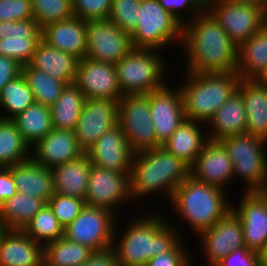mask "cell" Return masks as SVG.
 Masks as SVG:
<instances>
[{
	"label": "cell",
	"instance_id": "cell-1",
	"mask_svg": "<svg viewBox=\"0 0 267 266\" xmlns=\"http://www.w3.org/2000/svg\"><path fill=\"white\" fill-rule=\"evenodd\" d=\"M185 70L193 73L236 72L238 46L205 9L183 25Z\"/></svg>",
	"mask_w": 267,
	"mask_h": 266
},
{
	"label": "cell",
	"instance_id": "cell-2",
	"mask_svg": "<svg viewBox=\"0 0 267 266\" xmlns=\"http://www.w3.org/2000/svg\"><path fill=\"white\" fill-rule=\"evenodd\" d=\"M141 215L131 217L122 237L116 236V223L112 249L119 266H146L152 257L170 251L182 239V234L164 217L157 213Z\"/></svg>",
	"mask_w": 267,
	"mask_h": 266
},
{
	"label": "cell",
	"instance_id": "cell-3",
	"mask_svg": "<svg viewBox=\"0 0 267 266\" xmlns=\"http://www.w3.org/2000/svg\"><path fill=\"white\" fill-rule=\"evenodd\" d=\"M189 175L190 167L163 147L136 153L129 174L131 197L135 201L161 191L170 201Z\"/></svg>",
	"mask_w": 267,
	"mask_h": 266
},
{
	"label": "cell",
	"instance_id": "cell-4",
	"mask_svg": "<svg viewBox=\"0 0 267 266\" xmlns=\"http://www.w3.org/2000/svg\"><path fill=\"white\" fill-rule=\"evenodd\" d=\"M227 191L201 182L189 175L173 192L172 208L185 219L193 232L200 233L215 225L229 210ZM228 201V202H227Z\"/></svg>",
	"mask_w": 267,
	"mask_h": 266
},
{
	"label": "cell",
	"instance_id": "cell-5",
	"mask_svg": "<svg viewBox=\"0 0 267 266\" xmlns=\"http://www.w3.org/2000/svg\"><path fill=\"white\" fill-rule=\"evenodd\" d=\"M186 80L180 85L186 119L207 125L219 108L238 89L237 72L193 73L186 71Z\"/></svg>",
	"mask_w": 267,
	"mask_h": 266
},
{
	"label": "cell",
	"instance_id": "cell-6",
	"mask_svg": "<svg viewBox=\"0 0 267 266\" xmlns=\"http://www.w3.org/2000/svg\"><path fill=\"white\" fill-rule=\"evenodd\" d=\"M159 51L162 50L132 48L115 64L123 95H146L167 84L164 79L167 61Z\"/></svg>",
	"mask_w": 267,
	"mask_h": 266
},
{
	"label": "cell",
	"instance_id": "cell-7",
	"mask_svg": "<svg viewBox=\"0 0 267 266\" xmlns=\"http://www.w3.org/2000/svg\"><path fill=\"white\" fill-rule=\"evenodd\" d=\"M220 142L232 160L233 180L240 177L246 184L245 192H264L267 187L264 151L267 141L250 133H241L223 138Z\"/></svg>",
	"mask_w": 267,
	"mask_h": 266
},
{
	"label": "cell",
	"instance_id": "cell-8",
	"mask_svg": "<svg viewBox=\"0 0 267 266\" xmlns=\"http://www.w3.org/2000/svg\"><path fill=\"white\" fill-rule=\"evenodd\" d=\"M138 25L130 34L133 48L166 49L172 41H182L183 24L158 0H141Z\"/></svg>",
	"mask_w": 267,
	"mask_h": 266
},
{
	"label": "cell",
	"instance_id": "cell-9",
	"mask_svg": "<svg viewBox=\"0 0 267 266\" xmlns=\"http://www.w3.org/2000/svg\"><path fill=\"white\" fill-rule=\"evenodd\" d=\"M118 125L134 154L161 147L152 123L148 95H123L118 105Z\"/></svg>",
	"mask_w": 267,
	"mask_h": 266
},
{
	"label": "cell",
	"instance_id": "cell-10",
	"mask_svg": "<svg viewBox=\"0 0 267 266\" xmlns=\"http://www.w3.org/2000/svg\"><path fill=\"white\" fill-rule=\"evenodd\" d=\"M115 213L101 207L86 206L64 229V237L86 245L94 251L112 248L117 218Z\"/></svg>",
	"mask_w": 267,
	"mask_h": 266
},
{
	"label": "cell",
	"instance_id": "cell-11",
	"mask_svg": "<svg viewBox=\"0 0 267 266\" xmlns=\"http://www.w3.org/2000/svg\"><path fill=\"white\" fill-rule=\"evenodd\" d=\"M206 10L238 47L267 24L263 9L258 5L207 0Z\"/></svg>",
	"mask_w": 267,
	"mask_h": 266
},
{
	"label": "cell",
	"instance_id": "cell-12",
	"mask_svg": "<svg viewBox=\"0 0 267 266\" xmlns=\"http://www.w3.org/2000/svg\"><path fill=\"white\" fill-rule=\"evenodd\" d=\"M130 172H116L91 165L85 205L109 209L117 214L118 206L132 199ZM117 208V209H116Z\"/></svg>",
	"mask_w": 267,
	"mask_h": 266
},
{
	"label": "cell",
	"instance_id": "cell-13",
	"mask_svg": "<svg viewBox=\"0 0 267 266\" xmlns=\"http://www.w3.org/2000/svg\"><path fill=\"white\" fill-rule=\"evenodd\" d=\"M86 57L116 64L133 47L130 34L122 31L109 19L86 21Z\"/></svg>",
	"mask_w": 267,
	"mask_h": 266
},
{
	"label": "cell",
	"instance_id": "cell-14",
	"mask_svg": "<svg viewBox=\"0 0 267 266\" xmlns=\"http://www.w3.org/2000/svg\"><path fill=\"white\" fill-rule=\"evenodd\" d=\"M208 266H216L233 251L246 248L242 222L229 210L215 225L198 234Z\"/></svg>",
	"mask_w": 267,
	"mask_h": 266
},
{
	"label": "cell",
	"instance_id": "cell-15",
	"mask_svg": "<svg viewBox=\"0 0 267 266\" xmlns=\"http://www.w3.org/2000/svg\"><path fill=\"white\" fill-rule=\"evenodd\" d=\"M119 100L88 98L74 129L78 144L86 152L105 132L118 125Z\"/></svg>",
	"mask_w": 267,
	"mask_h": 266
},
{
	"label": "cell",
	"instance_id": "cell-16",
	"mask_svg": "<svg viewBox=\"0 0 267 266\" xmlns=\"http://www.w3.org/2000/svg\"><path fill=\"white\" fill-rule=\"evenodd\" d=\"M237 207L231 209L242 222L246 249L260 254L267 245V195L264 192H244Z\"/></svg>",
	"mask_w": 267,
	"mask_h": 266
},
{
	"label": "cell",
	"instance_id": "cell-17",
	"mask_svg": "<svg viewBox=\"0 0 267 266\" xmlns=\"http://www.w3.org/2000/svg\"><path fill=\"white\" fill-rule=\"evenodd\" d=\"M156 139L164 144L186 119L180 88L168 84L147 94Z\"/></svg>",
	"mask_w": 267,
	"mask_h": 266
},
{
	"label": "cell",
	"instance_id": "cell-18",
	"mask_svg": "<svg viewBox=\"0 0 267 266\" xmlns=\"http://www.w3.org/2000/svg\"><path fill=\"white\" fill-rule=\"evenodd\" d=\"M74 83L86 99L120 100L123 96L119 88L115 64L85 57L79 60Z\"/></svg>",
	"mask_w": 267,
	"mask_h": 266
},
{
	"label": "cell",
	"instance_id": "cell-19",
	"mask_svg": "<svg viewBox=\"0 0 267 266\" xmlns=\"http://www.w3.org/2000/svg\"><path fill=\"white\" fill-rule=\"evenodd\" d=\"M42 28L35 18L0 22V56L28 64L41 41Z\"/></svg>",
	"mask_w": 267,
	"mask_h": 266
},
{
	"label": "cell",
	"instance_id": "cell-20",
	"mask_svg": "<svg viewBox=\"0 0 267 266\" xmlns=\"http://www.w3.org/2000/svg\"><path fill=\"white\" fill-rule=\"evenodd\" d=\"M85 154L93 165L116 172H130L134 156L119 125L105 132Z\"/></svg>",
	"mask_w": 267,
	"mask_h": 266
},
{
	"label": "cell",
	"instance_id": "cell-21",
	"mask_svg": "<svg viewBox=\"0 0 267 266\" xmlns=\"http://www.w3.org/2000/svg\"><path fill=\"white\" fill-rule=\"evenodd\" d=\"M190 175L198 181L228 189L233 179L232 160L220 141L208 140L190 167Z\"/></svg>",
	"mask_w": 267,
	"mask_h": 266
},
{
	"label": "cell",
	"instance_id": "cell-22",
	"mask_svg": "<svg viewBox=\"0 0 267 266\" xmlns=\"http://www.w3.org/2000/svg\"><path fill=\"white\" fill-rule=\"evenodd\" d=\"M31 158L47 168L74 161L85 154L73 130L53 128L31 147Z\"/></svg>",
	"mask_w": 267,
	"mask_h": 266
},
{
	"label": "cell",
	"instance_id": "cell-23",
	"mask_svg": "<svg viewBox=\"0 0 267 266\" xmlns=\"http://www.w3.org/2000/svg\"><path fill=\"white\" fill-rule=\"evenodd\" d=\"M41 40L82 60L87 52L86 21L72 16L50 23L42 28Z\"/></svg>",
	"mask_w": 267,
	"mask_h": 266
},
{
	"label": "cell",
	"instance_id": "cell-24",
	"mask_svg": "<svg viewBox=\"0 0 267 266\" xmlns=\"http://www.w3.org/2000/svg\"><path fill=\"white\" fill-rule=\"evenodd\" d=\"M44 246L22 230H3L0 235V266H42Z\"/></svg>",
	"mask_w": 267,
	"mask_h": 266
},
{
	"label": "cell",
	"instance_id": "cell-25",
	"mask_svg": "<svg viewBox=\"0 0 267 266\" xmlns=\"http://www.w3.org/2000/svg\"><path fill=\"white\" fill-rule=\"evenodd\" d=\"M209 140L220 141L228 136L246 133L247 114L241 92L237 89L207 123Z\"/></svg>",
	"mask_w": 267,
	"mask_h": 266
},
{
	"label": "cell",
	"instance_id": "cell-26",
	"mask_svg": "<svg viewBox=\"0 0 267 266\" xmlns=\"http://www.w3.org/2000/svg\"><path fill=\"white\" fill-rule=\"evenodd\" d=\"M10 173L18 192L32 195L46 203L54 194L51 169L37 164L32 158L11 166Z\"/></svg>",
	"mask_w": 267,
	"mask_h": 266
},
{
	"label": "cell",
	"instance_id": "cell-27",
	"mask_svg": "<svg viewBox=\"0 0 267 266\" xmlns=\"http://www.w3.org/2000/svg\"><path fill=\"white\" fill-rule=\"evenodd\" d=\"M91 161L84 154L80 158L51 168L54 193L85 201Z\"/></svg>",
	"mask_w": 267,
	"mask_h": 266
},
{
	"label": "cell",
	"instance_id": "cell-28",
	"mask_svg": "<svg viewBox=\"0 0 267 266\" xmlns=\"http://www.w3.org/2000/svg\"><path fill=\"white\" fill-rule=\"evenodd\" d=\"M200 125L201 122L185 119L161 147L191 167L209 140Z\"/></svg>",
	"mask_w": 267,
	"mask_h": 266
},
{
	"label": "cell",
	"instance_id": "cell-29",
	"mask_svg": "<svg viewBox=\"0 0 267 266\" xmlns=\"http://www.w3.org/2000/svg\"><path fill=\"white\" fill-rule=\"evenodd\" d=\"M78 63L79 59L72 54L55 49L41 40L28 64L69 84L75 80Z\"/></svg>",
	"mask_w": 267,
	"mask_h": 266
},
{
	"label": "cell",
	"instance_id": "cell-30",
	"mask_svg": "<svg viewBox=\"0 0 267 266\" xmlns=\"http://www.w3.org/2000/svg\"><path fill=\"white\" fill-rule=\"evenodd\" d=\"M238 90L244 100L247 114V131L267 141V87L252 79H240Z\"/></svg>",
	"mask_w": 267,
	"mask_h": 266
},
{
	"label": "cell",
	"instance_id": "cell-31",
	"mask_svg": "<svg viewBox=\"0 0 267 266\" xmlns=\"http://www.w3.org/2000/svg\"><path fill=\"white\" fill-rule=\"evenodd\" d=\"M45 204L42 199L17 191L0 207V225L5 230H23Z\"/></svg>",
	"mask_w": 267,
	"mask_h": 266
},
{
	"label": "cell",
	"instance_id": "cell-32",
	"mask_svg": "<svg viewBox=\"0 0 267 266\" xmlns=\"http://www.w3.org/2000/svg\"><path fill=\"white\" fill-rule=\"evenodd\" d=\"M85 100L82 91L74 82L66 84L61 95L50 107L53 128L74 131Z\"/></svg>",
	"mask_w": 267,
	"mask_h": 266
},
{
	"label": "cell",
	"instance_id": "cell-33",
	"mask_svg": "<svg viewBox=\"0 0 267 266\" xmlns=\"http://www.w3.org/2000/svg\"><path fill=\"white\" fill-rule=\"evenodd\" d=\"M267 65V24L238 47L236 72L240 79H253Z\"/></svg>",
	"mask_w": 267,
	"mask_h": 266
},
{
	"label": "cell",
	"instance_id": "cell-34",
	"mask_svg": "<svg viewBox=\"0 0 267 266\" xmlns=\"http://www.w3.org/2000/svg\"><path fill=\"white\" fill-rule=\"evenodd\" d=\"M11 120L30 148L53 129L50 107L36 102L16 114Z\"/></svg>",
	"mask_w": 267,
	"mask_h": 266
},
{
	"label": "cell",
	"instance_id": "cell-35",
	"mask_svg": "<svg viewBox=\"0 0 267 266\" xmlns=\"http://www.w3.org/2000/svg\"><path fill=\"white\" fill-rule=\"evenodd\" d=\"M30 150L14 122L0 118V167L8 168L30 159Z\"/></svg>",
	"mask_w": 267,
	"mask_h": 266
},
{
	"label": "cell",
	"instance_id": "cell-36",
	"mask_svg": "<svg viewBox=\"0 0 267 266\" xmlns=\"http://www.w3.org/2000/svg\"><path fill=\"white\" fill-rule=\"evenodd\" d=\"M94 252L90 247L72 242L63 236L44 245L43 264L45 266H80Z\"/></svg>",
	"mask_w": 267,
	"mask_h": 266
},
{
	"label": "cell",
	"instance_id": "cell-37",
	"mask_svg": "<svg viewBox=\"0 0 267 266\" xmlns=\"http://www.w3.org/2000/svg\"><path fill=\"white\" fill-rule=\"evenodd\" d=\"M33 103V93L21 73L8 82L0 92V109L4 111V115L0 112V118L11 119Z\"/></svg>",
	"mask_w": 267,
	"mask_h": 266
},
{
	"label": "cell",
	"instance_id": "cell-38",
	"mask_svg": "<svg viewBox=\"0 0 267 266\" xmlns=\"http://www.w3.org/2000/svg\"><path fill=\"white\" fill-rule=\"evenodd\" d=\"M22 74L33 93L35 102L48 107L56 102L66 85L48 73L32 68L29 64L22 65Z\"/></svg>",
	"mask_w": 267,
	"mask_h": 266
},
{
	"label": "cell",
	"instance_id": "cell-39",
	"mask_svg": "<svg viewBox=\"0 0 267 266\" xmlns=\"http://www.w3.org/2000/svg\"><path fill=\"white\" fill-rule=\"evenodd\" d=\"M22 231L43 246L56 241L64 235V229L48 203L45 204Z\"/></svg>",
	"mask_w": 267,
	"mask_h": 266
},
{
	"label": "cell",
	"instance_id": "cell-40",
	"mask_svg": "<svg viewBox=\"0 0 267 266\" xmlns=\"http://www.w3.org/2000/svg\"><path fill=\"white\" fill-rule=\"evenodd\" d=\"M31 3L33 17L41 28L74 16L72 0H31Z\"/></svg>",
	"mask_w": 267,
	"mask_h": 266
},
{
	"label": "cell",
	"instance_id": "cell-41",
	"mask_svg": "<svg viewBox=\"0 0 267 266\" xmlns=\"http://www.w3.org/2000/svg\"><path fill=\"white\" fill-rule=\"evenodd\" d=\"M140 3L141 0H113L108 19L131 34L138 25Z\"/></svg>",
	"mask_w": 267,
	"mask_h": 266
},
{
	"label": "cell",
	"instance_id": "cell-42",
	"mask_svg": "<svg viewBox=\"0 0 267 266\" xmlns=\"http://www.w3.org/2000/svg\"><path fill=\"white\" fill-rule=\"evenodd\" d=\"M48 205L57 217L60 225L65 229L85 207V201L79 198L54 193Z\"/></svg>",
	"mask_w": 267,
	"mask_h": 266
},
{
	"label": "cell",
	"instance_id": "cell-43",
	"mask_svg": "<svg viewBox=\"0 0 267 266\" xmlns=\"http://www.w3.org/2000/svg\"><path fill=\"white\" fill-rule=\"evenodd\" d=\"M112 2L113 0H72L73 14L84 21L108 19Z\"/></svg>",
	"mask_w": 267,
	"mask_h": 266
},
{
	"label": "cell",
	"instance_id": "cell-44",
	"mask_svg": "<svg viewBox=\"0 0 267 266\" xmlns=\"http://www.w3.org/2000/svg\"><path fill=\"white\" fill-rule=\"evenodd\" d=\"M161 6L169 11L177 20H179L183 25L192 20L196 15L201 14L206 9V0H158ZM183 9V10H182ZM185 9V10H184ZM185 11L184 15L187 19L181 15L180 11ZM188 12V13H187Z\"/></svg>",
	"mask_w": 267,
	"mask_h": 266
},
{
	"label": "cell",
	"instance_id": "cell-45",
	"mask_svg": "<svg viewBox=\"0 0 267 266\" xmlns=\"http://www.w3.org/2000/svg\"><path fill=\"white\" fill-rule=\"evenodd\" d=\"M183 244L180 240L170 251L152 257L146 266H192L191 255Z\"/></svg>",
	"mask_w": 267,
	"mask_h": 266
},
{
	"label": "cell",
	"instance_id": "cell-46",
	"mask_svg": "<svg viewBox=\"0 0 267 266\" xmlns=\"http://www.w3.org/2000/svg\"><path fill=\"white\" fill-rule=\"evenodd\" d=\"M33 17L31 0H0V22Z\"/></svg>",
	"mask_w": 267,
	"mask_h": 266
},
{
	"label": "cell",
	"instance_id": "cell-47",
	"mask_svg": "<svg viewBox=\"0 0 267 266\" xmlns=\"http://www.w3.org/2000/svg\"><path fill=\"white\" fill-rule=\"evenodd\" d=\"M259 254L242 248L224 257L216 266H259Z\"/></svg>",
	"mask_w": 267,
	"mask_h": 266
},
{
	"label": "cell",
	"instance_id": "cell-48",
	"mask_svg": "<svg viewBox=\"0 0 267 266\" xmlns=\"http://www.w3.org/2000/svg\"><path fill=\"white\" fill-rule=\"evenodd\" d=\"M22 73V65L11 57L0 56V92L2 88Z\"/></svg>",
	"mask_w": 267,
	"mask_h": 266
},
{
	"label": "cell",
	"instance_id": "cell-49",
	"mask_svg": "<svg viewBox=\"0 0 267 266\" xmlns=\"http://www.w3.org/2000/svg\"><path fill=\"white\" fill-rule=\"evenodd\" d=\"M16 193L17 189L10 173V167H0V207Z\"/></svg>",
	"mask_w": 267,
	"mask_h": 266
},
{
	"label": "cell",
	"instance_id": "cell-50",
	"mask_svg": "<svg viewBox=\"0 0 267 266\" xmlns=\"http://www.w3.org/2000/svg\"><path fill=\"white\" fill-rule=\"evenodd\" d=\"M80 266H119L117 257L112 248L104 251H95L91 257Z\"/></svg>",
	"mask_w": 267,
	"mask_h": 266
},
{
	"label": "cell",
	"instance_id": "cell-51",
	"mask_svg": "<svg viewBox=\"0 0 267 266\" xmlns=\"http://www.w3.org/2000/svg\"><path fill=\"white\" fill-rule=\"evenodd\" d=\"M252 80L258 85L267 87V65Z\"/></svg>",
	"mask_w": 267,
	"mask_h": 266
},
{
	"label": "cell",
	"instance_id": "cell-52",
	"mask_svg": "<svg viewBox=\"0 0 267 266\" xmlns=\"http://www.w3.org/2000/svg\"><path fill=\"white\" fill-rule=\"evenodd\" d=\"M227 1L235 2V3L253 4V5H258L260 7H263L265 0H227Z\"/></svg>",
	"mask_w": 267,
	"mask_h": 266
},
{
	"label": "cell",
	"instance_id": "cell-53",
	"mask_svg": "<svg viewBox=\"0 0 267 266\" xmlns=\"http://www.w3.org/2000/svg\"><path fill=\"white\" fill-rule=\"evenodd\" d=\"M260 266H267V245L264 250L259 254Z\"/></svg>",
	"mask_w": 267,
	"mask_h": 266
},
{
	"label": "cell",
	"instance_id": "cell-54",
	"mask_svg": "<svg viewBox=\"0 0 267 266\" xmlns=\"http://www.w3.org/2000/svg\"><path fill=\"white\" fill-rule=\"evenodd\" d=\"M262 9H263L265 21L267 23V0L264 1V5H263Z\"/></svg>",
	"mask_w": 267,
	"mask_h": 266
},
{
	"label": "cell",
	"instance_id": "cell-55",
	"mask_svg": "<svg viewBox=\"0 0 267 266\" xmlns=\"http://www.w3.org/2000/svg\"><path fill=\"white\" fill-rule=\"evenodd\" d=\"M4 228L0 225V235L3 232Z\"/></svg>",
	"mask_w": 267,
	"mask_h": 266
}]
</instances>
